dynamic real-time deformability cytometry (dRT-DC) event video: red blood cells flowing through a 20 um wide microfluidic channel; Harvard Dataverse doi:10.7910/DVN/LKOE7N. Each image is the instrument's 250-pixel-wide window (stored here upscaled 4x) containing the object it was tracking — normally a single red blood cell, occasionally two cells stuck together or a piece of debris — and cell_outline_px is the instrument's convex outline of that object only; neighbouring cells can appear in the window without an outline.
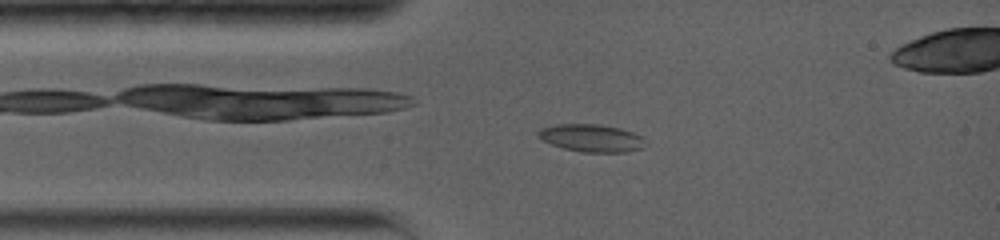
{"species": "common noctule bat (a hibernating species)", "species_latin": "Nyctalus noctula", "temperature_condition": "warm", "stored_images_in_passage": 24, "camera_frame_rate_fps": 5000, "um_per_image_px": 0.085, "animal": {"sex": "female", "body_mass_g": 19.0, "forearm_length_mm": 56.7}, "frame": {"image": 1, "passage_image": 5, "time_ms": 2.6, "image_size_px": [1000, 240], "cell_outline_px": [[644, 148], [624, 152], [580, 152], [564, 148], [552, 144], [536, 136], [536, 132], [540, 128], [556, 124], [596, 124], [620, 128], [644, 136]], "centroid_in_image_um": [50.27, 11.73], "position_along_channel_um": 34.7, "area_um2": 17.28}}
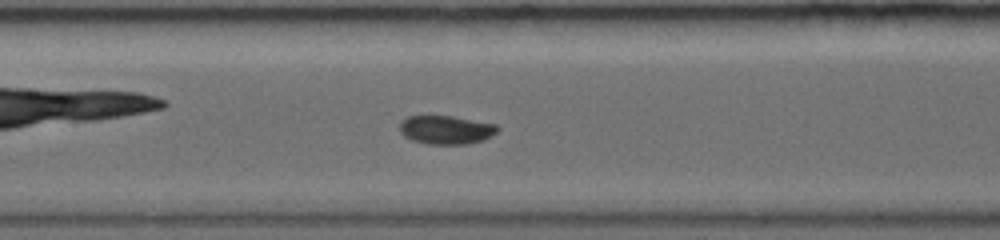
{"frame": {"image": 2, "passage_image": 10, "time_ms": 6.4, "image_size_px": [1000, 240], "cell_outline_px": [[500, 128], [492, 136], [484, 140], [464, 144], [428, 144], [412, 140], [404, 136], [400, 132], [400, 120], [408, 116], [452, 116], [496, 124]], "centroid_in_image_um": [37.91, 11.03], "position_along_channel_um": 169.5, "area_um2": 16.36}}
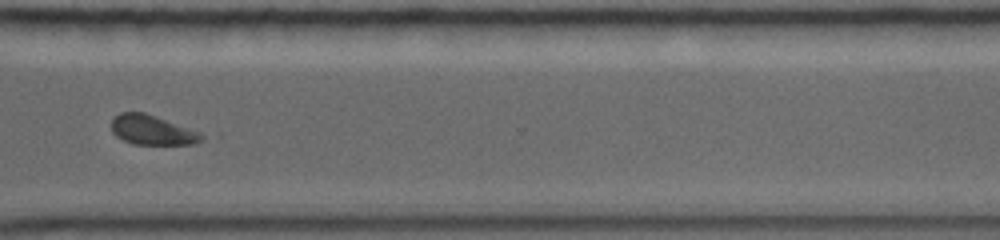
{"frame": {"image": 3, "passage_image": 17, "time_ms": 11.4, "image_size_px": [1000, 240], "cell_outline_px": [[212, 136], [204, 140], [192, 144], [132, 144], [116, 136], [112, 132], [112, 120], [120, 112], [144, 112], [156, 116]], "centroid_in_image_um": [13.02, 11.06], "position_along_channel_um": 357.6, "area_um2": 15.78}, "authors_computed_cell_mechanics": {"area_um2": 16.5019, "velocity_mm_per_s": 3.765, "shape_relaxation_time_tau1_ms": 6.6913, "shape_relaxation_time_tau2_ms": null, "deformation_change_tau1": 0.1396, "deformation_change_tau2": null}}